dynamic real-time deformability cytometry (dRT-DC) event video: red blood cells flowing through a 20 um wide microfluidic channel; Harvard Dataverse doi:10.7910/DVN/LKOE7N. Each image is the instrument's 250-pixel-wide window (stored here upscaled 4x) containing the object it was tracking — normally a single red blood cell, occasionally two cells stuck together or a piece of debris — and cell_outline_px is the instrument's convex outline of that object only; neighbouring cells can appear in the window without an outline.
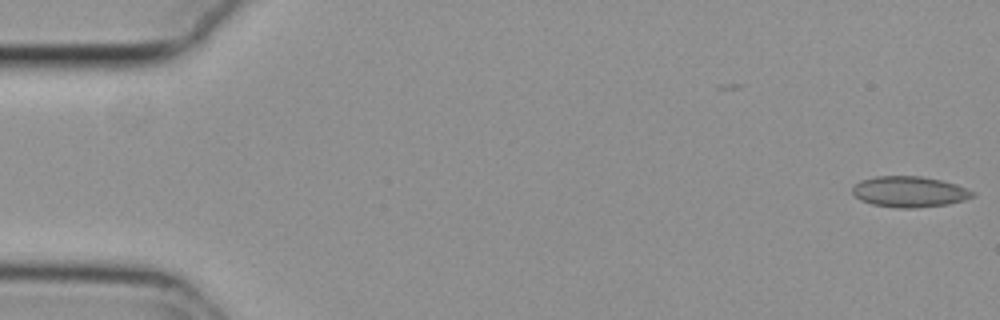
{"species": "common noctule bat (a hibernating species)", "species_latin": "Nyctalus noctula", "temperature_condition": "cold", "stored_images_in_passage": 54, "camera_frame_rate_fps": 3000, "um_per_image_px": 0.085, "animal": {"sex": "female", "body_mass_g": 29.2, "forearm_length_mm": 56.3}, "frame": {"image": 1, "passage_image": 1, "time_ms": 0.0, "image_size_px": [1000, 320], "cell_outline_px": [[976, 192], [972, 196], [964, 200], [948, 204], [916, 208], [896, 208], [872, 204], [860, 200], [852, 192], [852, 188], [860, 180], [876, 176], [920, 176], [940, 180], [956, 184]], "centroid_in_image_um": [77.29, 16.3], "position_along_channel_um": 7.7, "area_um2": 21.56}}
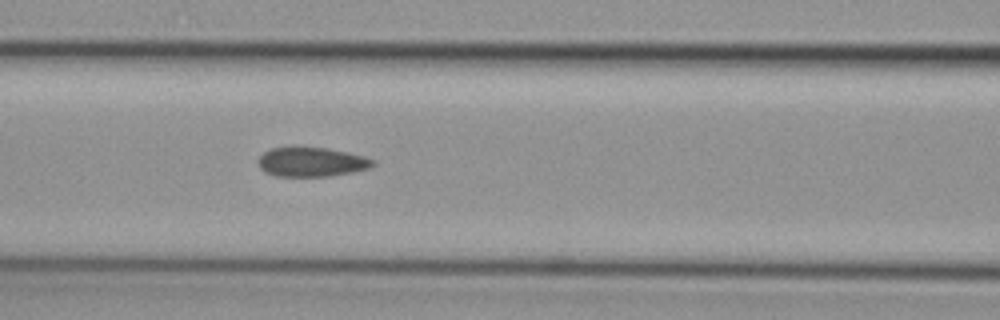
{"frame": {"image": 2, "passage_image": 23, "time_ms": 7.333, "image_size_px": [1000, 320], "cell_outline_px": [[376, 164], [372, 168], [352, 172], [328, 176], [276, 176], [264, 172], [260, 168], [256, 160], [264, 152], [272, 148], [292, 144], [296, 144], [328, 148], [348, 152], [364, 156], [376, 160]], "centroid_in_image_um": [26.46, 13.72], "position_along_channel_um": 140.1, "area_um2": 20.52}}
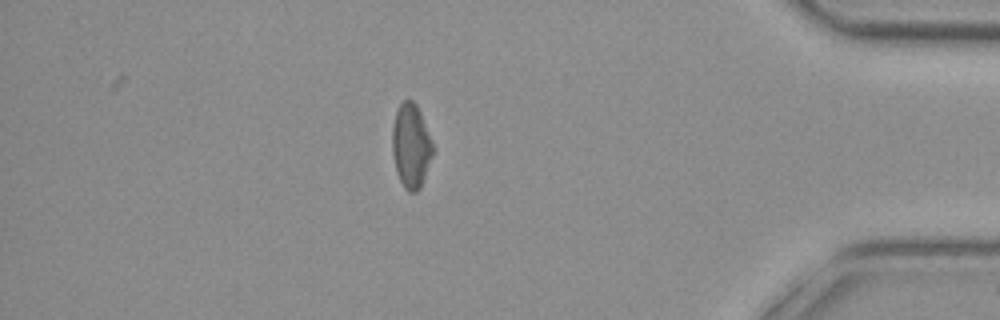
{"frame": {"image": 3, "passage_image": 47, "time_ms": 15.333, "image_size_px": [1000, 320], "cell_outline_px": [[432, 156], [420, 188], [416, 192], [408, 192], [404, 188], [396, 172], [392, 152], [392, 128], [396, 112], [400, 104], [404, 100], [412, 100], [416, 104], [420, 112], [432, 140]], "centroid_in_image_um": [34.92, 12.41], "position_along_channel_um": 400.3, "area_um2": 19.77}, "authors_computed_cell_mechanics": {"area_um2": 20.3745, "velocity_mm_per_s": 3.773, "shape_relaxation_time_tau1_ms": null, "shape_relaxation_time_tau2_ms": 2.2673, "deformation_change_tau1": null, "deformation_change_tau2": 0.0737}}